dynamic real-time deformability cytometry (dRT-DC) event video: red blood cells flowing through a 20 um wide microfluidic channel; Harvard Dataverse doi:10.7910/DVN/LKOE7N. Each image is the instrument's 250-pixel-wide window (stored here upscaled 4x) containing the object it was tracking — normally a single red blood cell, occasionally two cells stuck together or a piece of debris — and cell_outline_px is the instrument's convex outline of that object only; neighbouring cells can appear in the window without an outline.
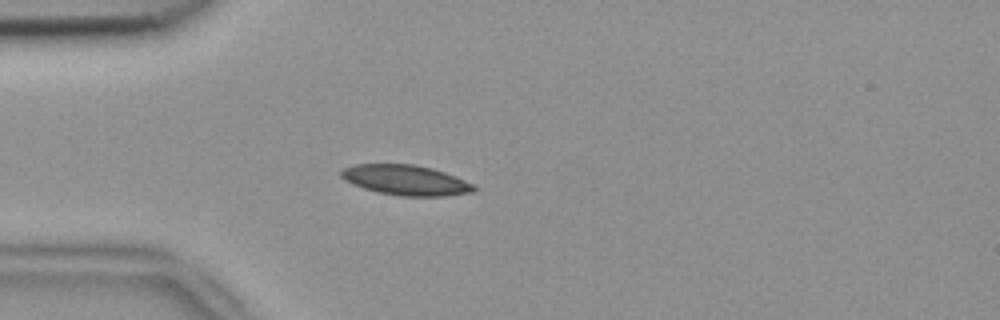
{"species": "common noctule bat (a hibernating species)", "species_latin": "Nyctalus noctula", "temperature_condition": "room temperature", "stored_images_in_passage": 44, "camera_frame_rate_fps": 3000, "um_per_image_px": 0.085, "animal": {"sex": "female", "body_mass_g": 18.4}, "frame": {"image": 1, "passage_image": 5, "time_ms": 1.333, "image_size_px": [1000, 320], "cell_outline_px": [[476, 192], [444, 196], [400, 196], [376, 192], [352, 184], [344, 180], [340, 176], [340, 172], [344, 168], [352, 164], [416, 164], [432, 168], [456, 176], [472, 184], [476, 188]], "centroid_in_image_um": [34.48, 15.31], "position_along_channel_um": 50.5, "area_um2": 23.52}}
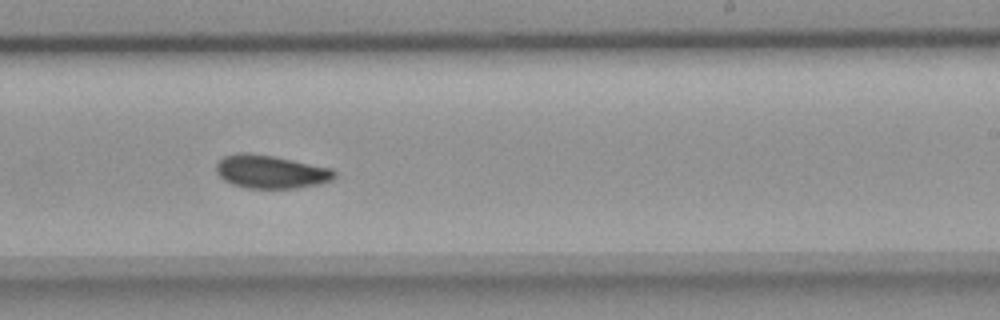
{"frame": {"image": 2, "passage_image": 23, "time_ms": 7.333, "image_size_px": [1000, 320], "cell_outline_px": [[336, 176], [332, 180], [320, 184], [296, 188], [248, 188], [232, 184], [224, 180], [216, 172], [216, 164], [224, 156], [240, 152], [272, 156], [332, 168], [336, 172]], "centroid_in_image_um": [23.03, 14.61], "position_along_channel_um": 266.0, "area_um2": 22.77}}
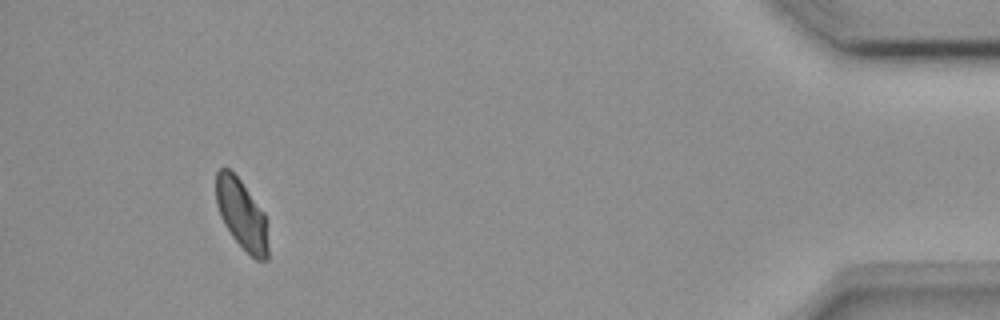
{"frame": {"image": 3, "passage_image": 40, "time_ms": 13.0, "image_size_px": [1000, 320], "cell_outline_px": [[268, 260], [256, 260], [232, 236], [224, 224], [220, 216], [216, 204], [216, 172], [220, 168], [228, 168], [240, 180], [264, 212], [268, 248]], "centroid_in_image_um": [20.52, 18.21], "position_along_channel_um": 414.7, "area_um2": 20.92}, "authors_computed_cell_mechanics": {"area_um2": 22.5998, "velocity_mm_per_s": 3.7806, "shape_relaxation_time_tau1_ms": 8.9503, "shape_relaxation_time_tau2_ms": 4.9098, "deformation_change_tau1": 0.1473, "deformation_change_tau2": 0.0785}}